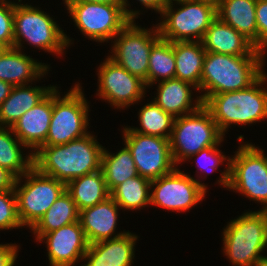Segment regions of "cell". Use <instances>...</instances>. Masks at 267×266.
Listing matches in <instances>:
<instances>
[{"label":"cell","instance_id":"1","mask_svg":"<svg viewBox=\"0 0 267 266\" xmlns=\"http://www.w3.org/2000/svg\"><path fill=\"white\" fill-rule=\"evenodd\" d=\"M91 135L88 133L62 145L41 146L33 154V166L65 185L74 178L98 171L104 147Z\"/></svg>","mask_w":267,"mask_h":266},{"label":"cell","instance_id":"2","mask_svg":"<svg viewBox=\"0 0 267 266\" xmlns=\"http://www.w3.org/2000/svg\"><path fill=\"white\" fill-rule=\"evenodd\" d=\"M264 56H234L206 51L200 90L202 101L208 96L248 88L262 74Z\"/></svg>","mask_w":267,"mask_h":266},{"label":"cell","instance_id":"3","mask_svg":"<svg viewBox=\"0 0 267 266\" xmlns=\"http://www.w3.org/2000/svg\"><path fill=\"white\" fill-rule=\"evenodd\" d=\"M266 79L263 73L246 89L215 94L203 101L224 136L231 124L247 125L267 118V89L260 88Z\"/></svg>","mask_w":267,"mask_h":266},{"label":"cell","instance_id":"4","mask_svg":"<svg viewBox=\"0 0 267 266\" xmlns=\"http://www.w3.org/2000/svg\"><path fill=\"white\" fill-rule=\"evenodd\" d=\"M224 253L233 265L257 266L267 247V211L245 212L223 231Z\"/></svg>","mask_w":267,"mask_h":266},{"label":"cell","instance_id":"5","mask_svg":"<svg viewBox=\"0 0 267 266\" xmlns=\"http://www.w3.org/2000/svg\"><path fill=\"white\" fill-rule=\"evenodd\" d=\"M217 123L202 105L197 111L176 117L169 138L171 154L177 165L200 150L216 146L223 141Z\"/></svg>","mask_w":267,"mask_h":266},{"label":"cell","instance_id":"6","mask_svg":"<svg viewBox=\"0 0 267 266\" xmlns=\"http://www.w3.org/2000/svg\"><path fill=\"white\" fill-rule=\"evenodd\" d=\"M173 1L181 4L176 11L173 10ZM160 14L163 21L157 24V27L162 39L171 42H201L212 21L217 17V8L194 0H169Z\"/></svg>","mask_w":267,"mask_h":266},{"label":"cell","instance_id":"7","mask_svg":"<svg viewBox=\"0 0 267 266\" xmlns=\"http://www.w3.org/2000/svg\"><path fill=\"white\" fill-rule=\"evenodd\" d=\"M79 84L60 97L53 89V110L49 131L42 146L62 145L87 135L88 103Z\"/></svg>","mask_w":267,"mask_h":266},{"label":"cell","instance_id":"8","mask_svg":"<svg viewBox=\"0 0 267 266\" xmlns=\"http://www.w3.org/2000/svg\"><path fill=\"white\" fill-rule=\"evenodd\" d=\"M14 47L21 50L22 39L31 45L56 54L64 53L70 44L66 36L53 19L38 8L28 4L14 3Z\"/></svg>","mask_w":267,"mask_h":266},{"label":"cell","instance_id":"9","mask_svg":"<svg viewBox=\"0 0 267 266\" xmlns=\"http://www.w3.org/2000/svg\"><path fill=\"white\" fill-rule=\"evenodd\" d=\"M22 177L27 180L19 187ZM65 190L64 183L40 173L34 166L23 176L16 178L14 191L22 226L27 225L32 229Z\"/></svg>","mask_w":267,"mask_h":266},{"label":"cell","instance_id":"10","mask_svg":"<svg viewBox=\"0 0 267 266\" xmlns=\"http://www.w3.org/2000/svg\"><path fill=\"white\" fill-rule=\"evenodd\" d=\"M77 28L88 38L105 42L114 38L130 21L121 3L64 0Z\"/></svg>","mask_w":267,"mask_h":266},{"label":"cell","instance_id":"11","mask_svg":"<svg viewBox=\"0 0 267 266\" xmlns=\"http://www.w3.org/2000/svg\"><path fill=\"white\" fill-rule=\"evenodd\" d=\"M264 204L267 211V157L252 144L240 145L229 160L228 189Z\"/></svg>","mask_w":267,"mask_h":266},{"label":"cell","instance_id":"12","mask_svg":"<svg viewBox=\"0 0 267 266\" xmlns=\"http://www.w3.org/2000/svg\"><path fill=\"white\" fill-rule=\"evenodd\" d=\"M131 20L114 38V45L108 56L116 64L143 80L147 86L149 57L152 46L161 38L158 27L154 31L135 25Z\"/></svg>","mask_w":267,"mask_h":266},{"label":"cell","instance_id":"13","mask_svg":"<svg viewBox=\"0 0 267 266\" xmlns=\"http://www.w3.org/2000/svg\"><path fill=\"white\" fill-rule=\"evenodd\" d=\"M123 133L125 145L131 151L135 167L141 177L152 181L176 168L168 138L143 135L135 131H123Z\"/></svg>","mask_w":267,"mask_h":266},{"label":"cell","instance_id":"14","mask_svg":"<svg viewBox=\"0 0 267 266\" xmlns=\"http://www.w3.org/2000/svg\"><path fill=\"white\" fill-rule=\"evenodd\" d=\"M150 204L171 211H187L202 201L206 185L175 168L151 181Z\"/></svg>","mask_w":267,"mask_h":266},{"label":"cell","instance_id":"15","mask_svg":"<svg viewBox=\"0 0 267 266\" xmlns=\"http://www.w3.org/2000/svg\"><path fill=\"white\" fill-rule=\"evenodd\" d=\"M98 69V96L117 108L129 107L143 99L146 84L109 57Z\"/></svg>","mask_w":267,"mask_h":266},{"label":"cell","instance_id":"16","mask_svg":"<svg viewBox=\"0 0 267 266\" xmlns=\"http://www.w3.org/2000/svg\"><path fill=\"white\" fill-rule=\"evenodd\" d=\"M46 240L51 266H73L82 260L89 243L79 221L45 233L38 241Z\"/></svg>","mask_w":267,"mask_h":266},{"label":"cell","instance_id":"17","mask_svg":"<svg viewBox=\"0 0 267 266\" xmlns=\"http://www.w3.org/2000/svg\"><path fill=\"white\" fill-rule=\"evenodd\" d=\"M52 110L53 90L36 106L25 112L11 127L14 135L27 148L33 149V154L46 141Z\"/></svg>","mask_w":267,"mask_h":266},{"label":"cell","instance_id":"18","mask_svg":"<svg viewBox=\"0 0 267 266\" xmlns=\"http://www.w3.org/2000/svg\"><path fill=\"white\" fill-rule=\"evenodd\" d=\"M201 42L208 52L234 56H265L249 39L219 17L212 21Z\"/></svg>","mask_w":267,"mask_h":266},{"label":"cell","instance_id":"19","mask_svg":"<svg viewBox=\"0 0 267 266\" xmlns=\"http://www.w3.org/2000/svg\"><path fill=\"white\" fill-rule=\"evenodd\" d=\"M120 206L110 196L106 200L79 211V222L89 244L122 236L114 235Z\"/></svg>","mask_w":267,"mask_h":266},{"label":"cell","instance_id":"20","mask_svg":"<svg viewBox=\"0 0 267 266\" xmlns=\"http://www.w3.org/2000/svg\"><path fill=\"white\" fill-rule=\"evenodd\" d=\"M138 236L129 231L122 236L89 244L81 266H131Z\"/></svg>","mask_w":267,"mask_h":266},{"label":"cell","instance_id":"21","mask_svg":"<svg viewBox=\"0 0 267 266\" xmlns=\"http://www.w3.org/2000/svg\"><path fill=\"white\" fill-rule=\"evenodd\" d=\"M49 67L25 55L17 48H5L0 52V80L13 87L46 75Z\"/></svg>","mask_w":267,"mask_h":266},{"label":"cell","instance_id":"22","mask_svg":"<svg viewBox=\"0 0 267 266\" xmlns=\"http://www.w3.org/2000/svg\"><path fill=\"white\" fill-rule=\"evenodd\" d=\"M192 87L197 89L193 84L177 78L160 81L154 101L174 118L193 113L203 105V101L199 96L195 104L192 103Z\"/></svg>","mask_w":267,"mask_h":266},{"label":"cell","instance_id":"23","mask_svg":"<svg viewBox=\"0 0 267 266\" xmlns=\"http://www.w3.org/2000/svg\"><path fill=\"white\" fill-rule=\"evenodd\" d=\"M55 86L39 87L20 85L12 88L10 95L0 104V126L12 127L28 110L43 100Z\"/></svg>","mask_w":267,"mask_h":266},{"label":"cell","instance_id":"24","mask_svg":"<svg viewBox=\"0 0 267 266\" xmlns=\"http://www.w3.org/2000/svg\"><path fill=\"white\" fill-rule=\"evenodd\" d=\"M257 0H221L217 17L249 39L257 49Z\"/></svg>","mask_w":267,"mask_h":266},{"label":"cell","instance_id":"25","mask_svg":"<svg viewBox=\"0 0 267 266\" xmlns=\"http://www.w3.org/2000/svg\"><path fill=\"white\" fill-rule=\"evenodd\" d=\"M175 55V78L187 81L200 90L206 50L200 41L172 42Z\"/></svg>","mask_w":267,"mask_h":266},{"label":"cell","instance_id":"26","mask_svg":"<svg viewBox=\"0 0 267 266\" xmlns=\"http://www.w3.org/2000/svg\"><path fill=\"white\" fill-rule=\"evenodd\" d=\"M79 211L92 207L110 197L102 169L74 178L66 185Z\"/></svg>","mask_w":267,"mask_h":266},{"label":"cell","instance_id":"27","mask_svg":"<svg viewBox=\"0 0 267 266\" xmlns=\"http://www.w3.org/2000/svg\"><path fill=\"white\" fill-rule=\"evenodd\" d=\"M79 221V210L71 195L65 190L32 228L39 240L45 233Z\"/></svg>","mask_w":267,"mask_h":266},{"label":"cell","instance_id":"28","mask_svg":"<svg viewBox=\"0 0 267 266\" xmlns=\"http://www.w3.org/2000/svg\"><path fill=\"white\" fill-rule=\"evenodd\" d=\"M7 128L0 126V167L7 169L18 178L33 167V152L31 151L24 159L21 146L25 148L26 146L13 135L11 127Z\"/></svg>","mask_w":267,"mask_h":266},{"label":"cell","instance_id":"29","mask_svg":"<svg viewBox=\"0 0 267 266\" xmlns=\"http://www.w3.org/2000/svg\"><path fill=\"white\" fill-rule=\"evenodd\" d=\"M101 169L104 173L109 192H111L116 186L125 182L127 179L139 175L135 167L131 151L126 145L115 155H112L104 148L102 153Z\"/></svg>","mask_w":267,"mask_h":266},{"label":"cell","instance_id":"30","mask_svg":"<svg viewBox=\"0 0 267 266\" xmlns=\"http://www.w3.org/2000/svg\"><path fill=\"white\" fill-rule=\"evenodd\" d=\"M151 181L140 175L116 186L110 196L122 209L134 210L150 204Z\"/></svg>","mask_w":267,"mask_h":266},{"label":"cell","instance_id":"31","mask_svg":"<svg viewBox=\"0 0 267 266\" xmlns=\"http://www.w3.org/2000/svg\"><path fill=\"white\" fill-rule=\"evenodd\" d=\"M174 117L166 113L154 100L144 105L139 112V121L142 127L123 128L124 131H135L143 135L170 138Z\"/></svg>","mask_w":267,"mask_h":266},{"label":"cell","instance_id":"32","mask_svg":"<svg viewBox=\"0 0 267 266\" xmlns=\"http://www.w3.org/2000/svg\"><path fill=\"white\" fill-rule=\"evenodd\" d=\"M147 87L175 78V55L171 41L160 38L151 48ZM160 77V78H159Z\"/></svg>","mask_w":267,"mask_h":266},{"label":"cell","instance_id":"33","mask_svg":"<svg viewBox=\"0 0 267 266\" xmlns=\"http://www.w3.org/2000/svg\"><path fill=\"white\" fill-rule=\"evenodd\" d=\"M217 146H219V144L216 146H211V147L202 149L198 153H196L195 155H192L191 157L192 158L195 156H197V158L199 157L198 159H200V160L196 159L197 160L196 164L198 166L200 165L199 166L200 170L203 169L208 173L213 172L215 169L217 170L219 164L222 163V161L227 160L228 161L227 166H226L227 168H226L225 172L221 173V176H220L221 178H220V180H218V183H221V185L228 188L229 160H230V158L228 157V159H227L226 156L222 155V152L217 148ZM202 159H203V161H201Z\"/></svg>","mask_w":267,"mask_h":266},{"label":"cell","instance_id":"34","mask_svg":"<svg viewBox=\"0 0 267 266\" xmlns=\"http://www.w3.org/2000/svg\"><path fill=\"white\" fill-rule=\"evenodd\" d=\"M23 227L17 213V198L14 191L0 192V230Z\"/></svg>","mask_w":267,"mask_h":266},{"label":"cell","instance_id":"35","mask_svg":"<svg viewBox=\"0 0 267 266\" xmlns=\"http://www.w3.org/2000/svg\"><path fill=\"white\" fill-rule=\"evenodd\" d=\"M14 2L0 0V43L5 48L14 47Z\"/></svg>","mask_w":267,"mask_h":266},{"label":"cell","instance_id":"36","mask_svg":"<svg viewBox=\"0 0 267 266\" xmlns=\"http://www.w3.org/2000/svg\"><path fill=\"white\" fill-rule=\"evenodd\" d=\"M255 11L257 25V50L265 53L264 51L267 49V0H257Z\"/></svg>","mask_w":267,"mask_h":266},{"label":"cell","instance_id":"37","mask_svg":"<svg viewBox=\"0 0 267 266\" xmlns=\"http://www.w3.org/2000/svg\"><path fill=\"white\" fill-rule=\"evenodd\" d=\"M138 1H140V3L144 5L145 8L154 9V11L156 10L160 14L169 0H138ZM127 3H128L127 0H121V4L123 6L126 15L131 20H134L136 19L135 18L136 16L138 17L139 11L137 12L127 9V6L129 5Z\"/></svg>","mask_w":267,"mask_h":266},{"label":"cell","instance_id":"38","mask_svg":"<svg viewBox=\"0 0 267 266\" xmlns=\"http://www.w3.org/2000/svg\"><path fill=\"white\" fill-rule=\"evenodd\" d=\"M18 248L14 244H0V266H13L17 258Z\"/></svg>","mask_w":267,"mask_h":266},{"label":"cell","instance_id":"39","mask_svg":"<svg viewBox=\"0 0 267 266\" xmlns=\"http://www.w3.org/2000/svg\"><path fill=\"white\" fill-rule=\"evenodd\" d=\"M16 177L7 169L0 167V192L12 190L14 188Z\"/></svg>","mask_w":267,"mask_h":266},{"label":"cell","instance_id":"40","mask_svg":"<svg viewBox=\"0 0 267 266\" xmlns=\"http://www.w3.org/2000/svg\"><path fill=\"white\" fill-rule=\"evenodd\" d=\"M13 86L5 81L0 80V104L10 95Z\"/></svg>","mask_w":267,"mask_h":266},{"label":"cell","instance_id":"41","mask_svg":"<svg viewBox=\"0 0 267 266\" xmlns=\"http://www.w3.org/2000/svg\"><path fill=\"white\" fill-rule=\"evenodd\" d=\"M85 2H95V3H121V0H78Z\"/></svg>","mask_w":267,"mask_h":266},{"label":"cell","instance_id":"42","mask_svg":"<svg viewBox=\"0 0 267 266\" xmlns=\"http://www.w3.org/2000/svg\"><path fill=\"white\" fill-rule=\"evenodd\" d=\"M194 1L205 2V3L213 5L215 8H218L221 3V0H194Z\"/></svg>","mask_w":267,"mask_h":266},{"label":"cell","instance_id":"43","mask_svg":"<svg viewBox=\"0 0 267 266\" xmlns=\"http://www.w3.org/2000/svg\"><path fill=\"white\" fill-rule=\"evenodd\" d=\"M257 266H267V257L263 256L257 263Z\"/></svg>","mask_w":267,"mask_h":266},{"label":"cell","instance_id":"44","mask_svg":"<svg viewBox=\"0 0 267 266\" xmlns=\"http://www.w3.org/2000/svg\"><path fill=\"white\" fill-rule=\"evenodd\" d=\"M5 49V47L0 43V52H2Z\"/></svg>","mask_w":267,"mask_h":266}]
</instances>
